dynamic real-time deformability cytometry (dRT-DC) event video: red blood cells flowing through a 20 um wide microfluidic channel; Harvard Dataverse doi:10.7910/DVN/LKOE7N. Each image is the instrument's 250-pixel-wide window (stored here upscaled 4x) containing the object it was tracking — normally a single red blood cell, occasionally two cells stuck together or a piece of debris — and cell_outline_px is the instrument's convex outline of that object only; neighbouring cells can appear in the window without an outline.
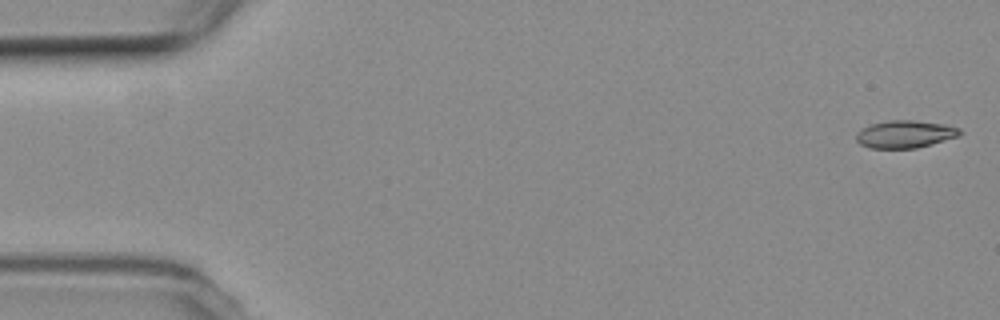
{"species": "common noctule bat (a hibernating species)", "species_latin": "Nyctalus noctula", "temperature_condition": "room temperature", "stored_images_in_passage": 6, "camera_frame_rate_fps": 3000, "um_per_image_px": 0.085, "animal": {"sex": "female", "body_mass_g": 19.3, "forearm_length_mm": 54.1}, "frame": {"image": 1, "passage_image": 1, "time_ms": 0.0, "image_size_px": [1000, 320], "cell_outline_px": [[964, 132], [960, 136], [916, 148], [868, 148], [860, 144], [856, 140], [856, 132], [860, 128], [868, 124], [888, 120], [916, 120], [944, 124], [960, 128]], "centroid_in_image_um": [76.91, 11.39], "position_along_channel_um": 8.1, "area_um2": 16.94}}
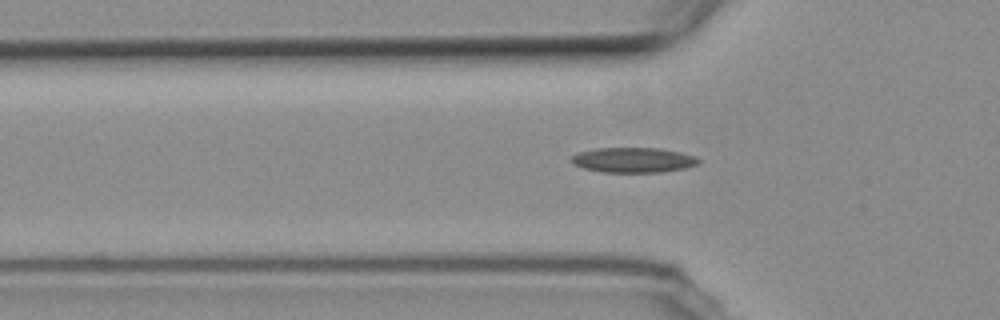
{"frame": {"image": 2, "passage_image": 6, "time_ms": 5.667, "image_size_px": [1000, 320], "cell_outline_px": [[700, 164], [688, 168], [660, 172], [600, 172], [584, 168], [572, 164], [568, 160], [576, 152], [596, 148], [660, 148], [680, 152], [696, 156], [700, 160]], "centroid_in_image_um": [53.82, 13.6], "position_along_channel_um": 72.0, "area_um2": 18.9}}